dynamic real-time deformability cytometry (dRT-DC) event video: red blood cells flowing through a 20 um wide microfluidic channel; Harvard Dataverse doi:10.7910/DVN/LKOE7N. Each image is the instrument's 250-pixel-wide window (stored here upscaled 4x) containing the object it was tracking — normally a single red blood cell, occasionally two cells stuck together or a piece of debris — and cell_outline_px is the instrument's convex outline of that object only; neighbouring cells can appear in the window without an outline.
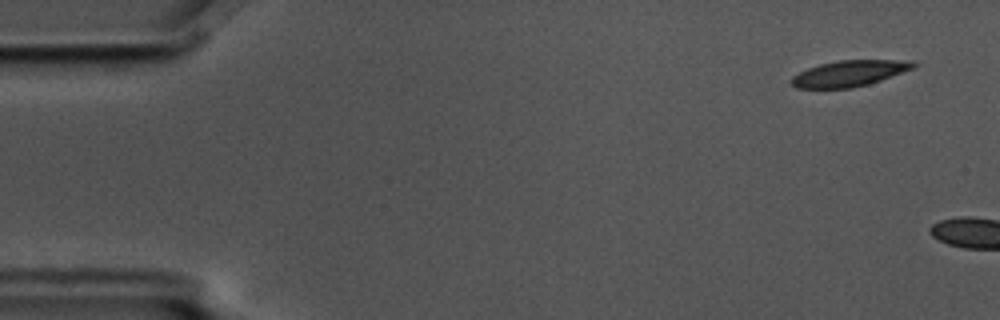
{"species": "common noctule bat (a hibernating species)", "species_latin": "Nyctalus noctula", "temperature_condition": "cold", "stored_images_in_passage": 2, "camera_frame_rate_fps": 3000, "um_per_image_px": 0.085, "animal": {"sex": "male", "body_mass_g": 17.5, "forearm_length_mm": 52.3}, "frame": {"image": 1, "passage_image": 1, "time_ms": 0.0, "image_size_px": [1000, 320], "cell_outline_px": [[920, 64], [916, 68], [868, 84], [852, 88], [796, 88], [792, 84], [792, 76], [808, 68], [820, 64], [840, 60], [916, 60]], "centroid_in_image_um": [72.29, 6.22], "position_along_channel_um": 12.7, "area_um2": 18.55}}